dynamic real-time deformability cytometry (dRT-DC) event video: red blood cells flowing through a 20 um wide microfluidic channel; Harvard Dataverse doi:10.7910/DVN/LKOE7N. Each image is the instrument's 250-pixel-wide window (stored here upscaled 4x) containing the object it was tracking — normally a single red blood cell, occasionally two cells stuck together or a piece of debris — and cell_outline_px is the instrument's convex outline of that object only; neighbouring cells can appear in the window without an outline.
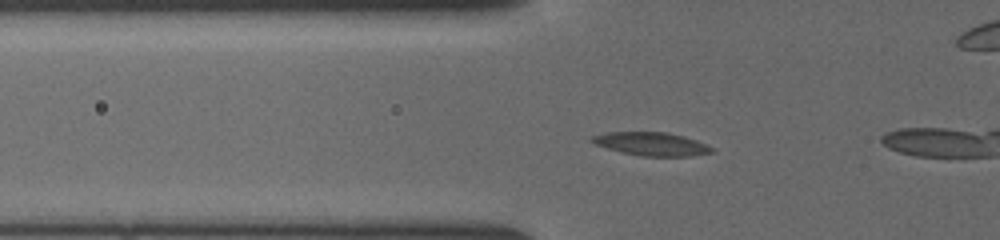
{"species": "common noctule bat (a hibernating species)", "species_latin": "Nyctalus noctula", "temperature_condition": "cold", "stored_images_in_passage": 44, "camera_frame_rate_fps": 3000, "um_per_image_px": 0.085, "animal": {"sex": "female", "body_mass_g": 19.5, "forearm_length_mm": 54.1}, "frame": {"image": 1, "passage_image": 11, "time_ms": 3.333, "image_size_px": [1000, 240], "cell_outline_px": [[716, 148], [712, 152], [692, 156], [640, 156], [620, 152], [596, 144], [588, 140], [592, 136], [608, 132], [668, 132], [684, 136], [696, 140]], "centroid_in_image_um": [55.4, 12.23], "position_along_channel_um": 70.4, "area_um2": 16.36}}
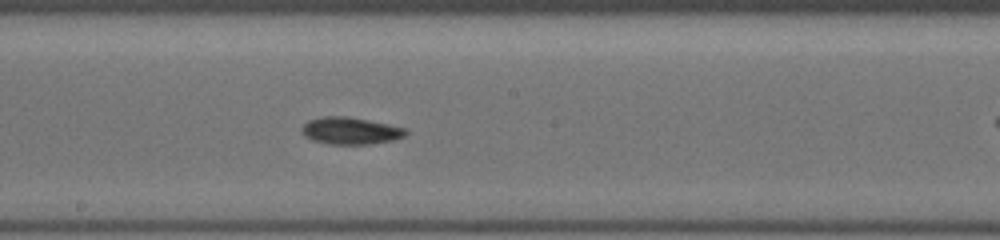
{"frame": {"image": 2, "passage_image": 22, "time_ms": 7.0, "image_size_px": [1000, 240], "cell_outline_px": [[408, 132], [404, 136], [392, 140], [368, 144], [328, 144], [312, 140], [304, 136], [304, 124], [308, 120], [324, 116], [344, 116], [368, 120], [408, 128]], "centroid_in_image_um": [29.81, 11.11], "position_along_channel_um": 218.4, "area_um2": 16.24}}
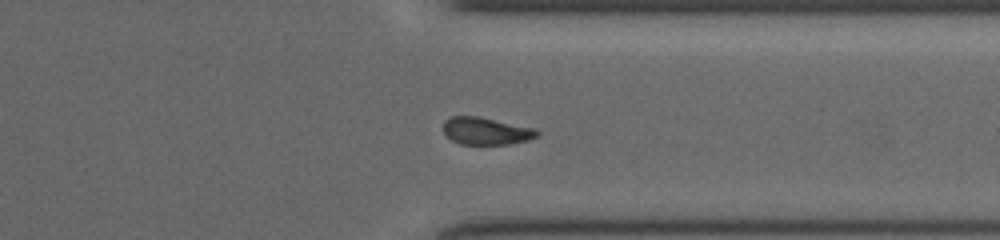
{"frame": {"image": 3, "passage_image": 33, "time_ms": 10.667, "image_size_px": [1000, 240], "cell_outline_px": [[540, 132], [536, 136], [528, 140], [508, 144], [460, 144], [452, 140], [444, 132], [444, 120], [452, 116], [480, 116], [536, 128]], "centroid_in_image_um": [41.33, 11.12], "position_along_channel_um": 370.1, "area_um2": 14.97}}